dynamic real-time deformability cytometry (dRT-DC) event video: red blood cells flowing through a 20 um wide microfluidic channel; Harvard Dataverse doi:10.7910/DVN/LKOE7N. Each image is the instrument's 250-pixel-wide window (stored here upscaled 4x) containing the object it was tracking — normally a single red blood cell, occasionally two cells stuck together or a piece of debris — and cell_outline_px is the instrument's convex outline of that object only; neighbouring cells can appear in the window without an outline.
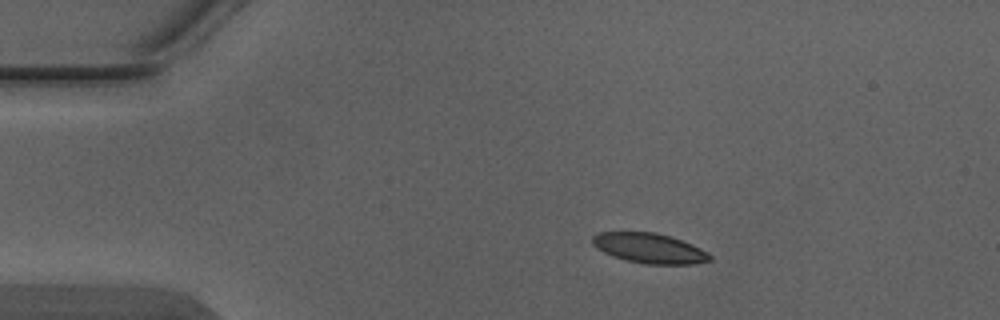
{"species": "Egyptian fruit bat (a non-hibernating species)", "species_latin": "Rousettus aegyptiacus", "temperature_condition": "warm", "stored_images_in_passage": 4, "camera_frame_rate_fps": 3000, "um_per_image_px": 0.085, "animal": {"sex": "male"}, "frame": {"image": 1, "passage_image": 2, "time_ms": 0.333, "image_size_px": [1000, 320], "cell_outline_px": [[712, 260], [692, 264], [644, 264], [624, 260], [612, 256], [596, 248], [592, 244], [592, 236], [600, 232], [656, 232], [692, 244], [708, 252], [712, 256]], "centroid_in_image_um": [55.18, 21.1], "position_along_channel_um": 29.8, "area_um2": 20.58}}
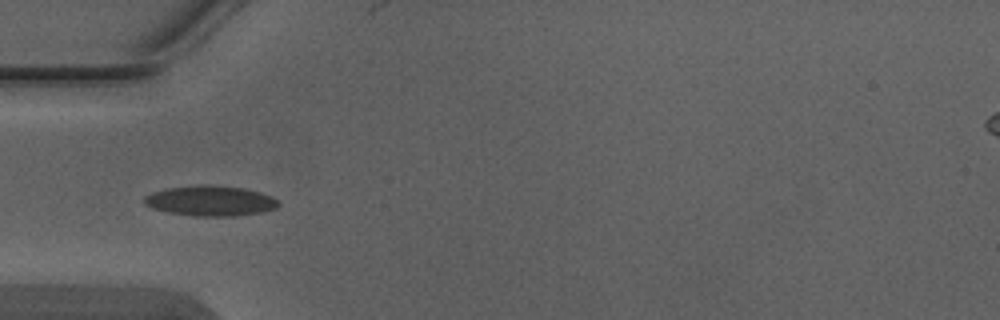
{"frame": {"image": 2, "passage_image": 4, "time_ms": 1.0, "image_size_px": [1000, 320], "cell_outline_px": [[280, 204], [276, 208], [264, 212], [236, 216], [196, 216], [168, 212], [152, 208], [144, 204], [144, 196], [152, 192], [168, 188], [200, 184], [208, 184], [244, 188], [260, 192], [272, 196]], "centroid_in_image_um": [17.89, 17.07], "position_along_channel_um": 67.1, "area_um2": 23.81}}